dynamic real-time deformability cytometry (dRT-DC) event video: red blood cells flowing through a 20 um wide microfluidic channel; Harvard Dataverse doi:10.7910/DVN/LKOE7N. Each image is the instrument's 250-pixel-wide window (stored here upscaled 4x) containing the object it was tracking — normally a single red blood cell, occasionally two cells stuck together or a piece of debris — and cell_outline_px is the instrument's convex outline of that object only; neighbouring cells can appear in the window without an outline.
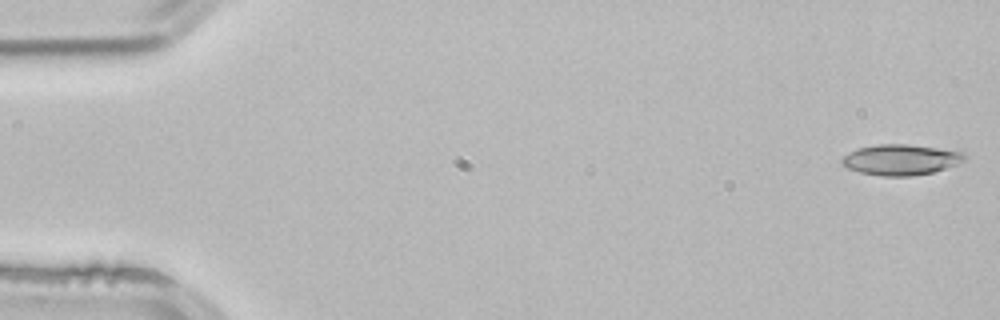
{"species": "common noctule bat (a hibernating species)", "species_latin": "Nyctalus noctula", "temperature_condition": "room temperature", "stored_images_in_passage": 52, "camera_frame_rate_fps": 3000, "um_per_image_px": 0.085, "animal": {"sex": "male", "body_mass_g": 21.5, "forearm_length_mm": 52.0}, "frame": {"image": 1, "passage_image": 1, "time_ms": 0.0, "image_size_px": [1000, 320], "cell_outline_px": [[964, 160], [956, 164], [932, 172], [912, 176], [880, 176], [860, 172], [848, 168], [840, 160], [848, 152], [856, 148], [876, 144], [908, 144], [964, 152]], "centroid_in_image_um": [76.52, 13.57], "position_along_channel_um": 8.5, "area_um2": 21.73}}
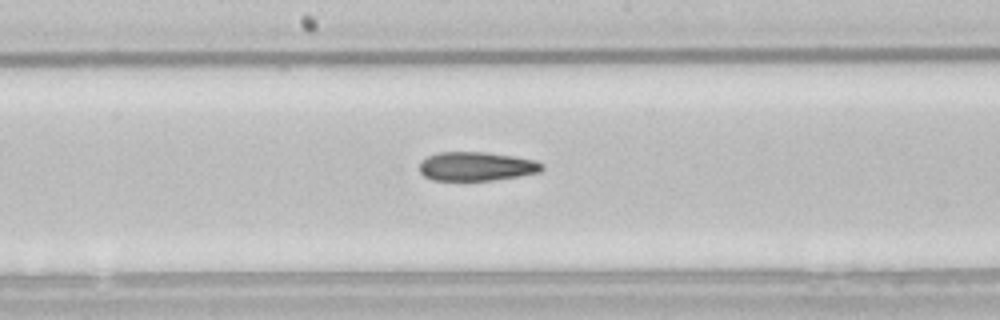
{"frame": {"image": 2, "passage_image": 27, "time_ms": 8.667, "image_size_px": [1000, 320], "cell_outline_px": [[544, 168], [540, 172], [520, 176], [492, 180], [432, 180], [424, 176], [420, 172], [420, 160], [436, 152], [488, 152], [536, 160], [544, 164]], "centroid_in_image_um": [40.5, 14.13], "position_along_channel_um": 207.7, "area_um2": 20.81}}
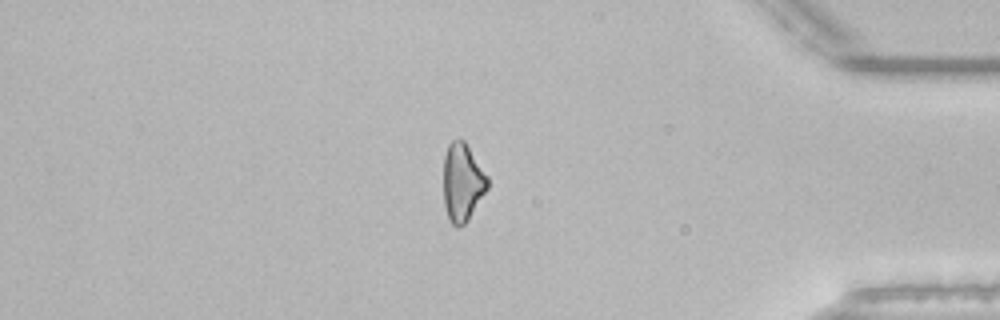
{"frame": {"image": 3, "passage_image": 44, "time_ms": 14.333, "image_size_px": [1000, 320], "cell_outline_px": [[488, 188], [468, 220], [464, 224], [456, 228], [452, 224], [448, 216], [444, 204], [444, 156], [448, 144], [452, 140], [460, 136], [464, 140], [488, 176]], "centroid_in_image_um": [39.31, 15.47], "position_along_channel_um": 395.9, "area_um2": 20.11}, "authors_computed_cell_mechanics": {"area_um2": 21.2415, "velocity_mm_per_s": 3.9029, "shape_relaxation_time_tau1_ms": 4.6049, "shape_relaxation_time_tau2_ms": 6.853, "deformation_change_tau1": 0.1534, "deformation_change_tau2": 0.1987}}